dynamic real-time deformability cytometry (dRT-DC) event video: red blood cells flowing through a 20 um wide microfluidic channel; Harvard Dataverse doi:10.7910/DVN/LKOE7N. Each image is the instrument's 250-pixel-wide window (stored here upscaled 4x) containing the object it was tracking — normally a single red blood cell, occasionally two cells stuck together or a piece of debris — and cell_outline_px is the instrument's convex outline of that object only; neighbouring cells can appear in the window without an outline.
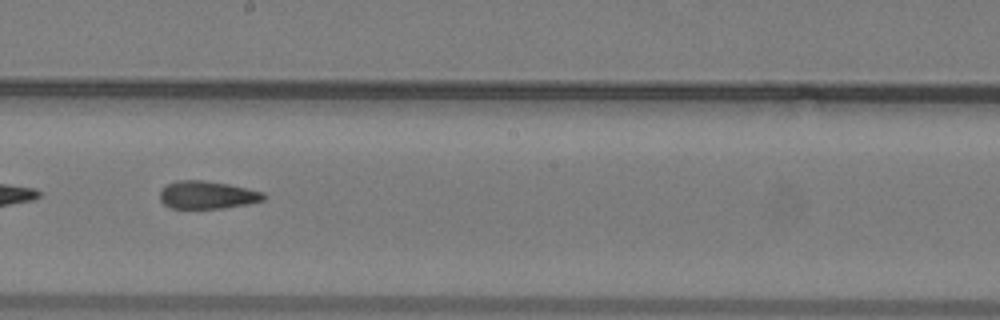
{"species": "common noctule bat (a hibernating species)", "species_latin": "Nyctalus noctula", "temperature_condition": "warm", "stored_images_in_passage": 32, "camera_frame_rate_fps": 3000, "um_per_image_px": 0.085, "animal": {"sex": "male", "body_mass_g": 19.2, "forearm_length_mm": 51.8}, "frame": {"image": 1, "passage_image": 14, "time_ms": 4.333, "image_size_px": [1000, 320], "cell_outline_px": [[268, 196], [264, 200], [248, 204], [220, 208], [168, 208], [160, 200], [160, 192], [168, 184], [180, 180], [204, 180], [228, 184], [264, 192]], "centroid_in_image_um": [17.64, 16.57], "position_along_channel_um": 230.6, "area_um2": 16.76}}